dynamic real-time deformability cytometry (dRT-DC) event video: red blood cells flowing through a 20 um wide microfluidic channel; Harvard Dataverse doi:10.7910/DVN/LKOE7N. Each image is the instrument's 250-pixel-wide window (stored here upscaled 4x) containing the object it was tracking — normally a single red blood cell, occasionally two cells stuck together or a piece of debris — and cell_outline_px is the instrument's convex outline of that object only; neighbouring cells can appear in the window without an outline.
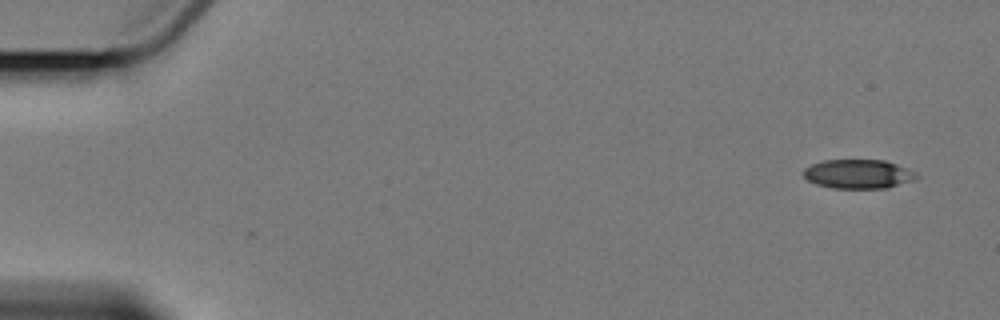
{"species": "Egyptian fruit bat (a non-hibernating species)", "species_latin": "Rousettus aegyptiacus", "temperature_condition": "cold", "stored_images_in_passage": 6, "camera_frame_rate_fps": 3000, "um_per_image_px": 0.085, "animal": {"sex": "female"}, "frame": {"image": 1, "passage_image": 1, "time_ms": 0.0, "image_size_px": [1000, 320], "cell_outline_px": [[920, 176], [916, 180], [888, 188], [832, 188], [816, 184], [808, 180], [800, 172], [804, 168], [812, 164], [824, 160], [884, 160], [908, 168], [916, 172]], "centroid_in_image_um": [72.98, 14.79], "position_along_channel_um": 12.0, "area_um2": 19.42}}
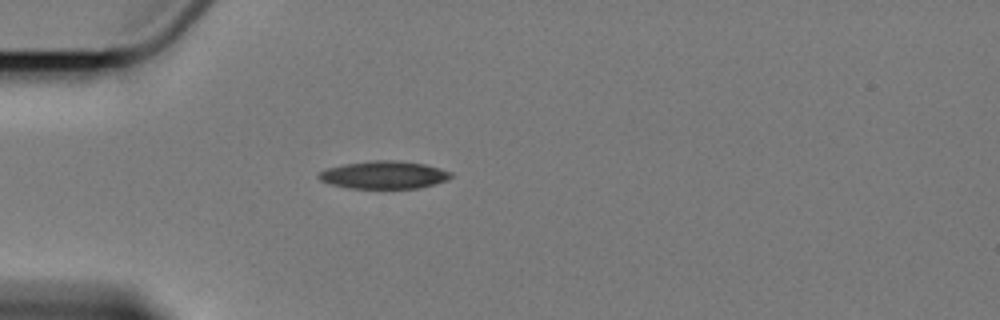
{"frame": {"image": 2, "passage_image": 5, "time_ms": 4.667, "image_size_px": [1000, 320], "cell_outline_px": [[452, 176], [444, 180], [432, 184], [416, 188], [348, 188], [332, 184], [320, 180], [316, 176], [320, 172], [328, 168], [344, 164], [372, 160], [400, 160], [424, 164], [440, 168], [452, 172]], "centroid_in_image_um": [32.61, 14.85], "position_along_channel_um": 52.4, "area_um2": 21.15}}